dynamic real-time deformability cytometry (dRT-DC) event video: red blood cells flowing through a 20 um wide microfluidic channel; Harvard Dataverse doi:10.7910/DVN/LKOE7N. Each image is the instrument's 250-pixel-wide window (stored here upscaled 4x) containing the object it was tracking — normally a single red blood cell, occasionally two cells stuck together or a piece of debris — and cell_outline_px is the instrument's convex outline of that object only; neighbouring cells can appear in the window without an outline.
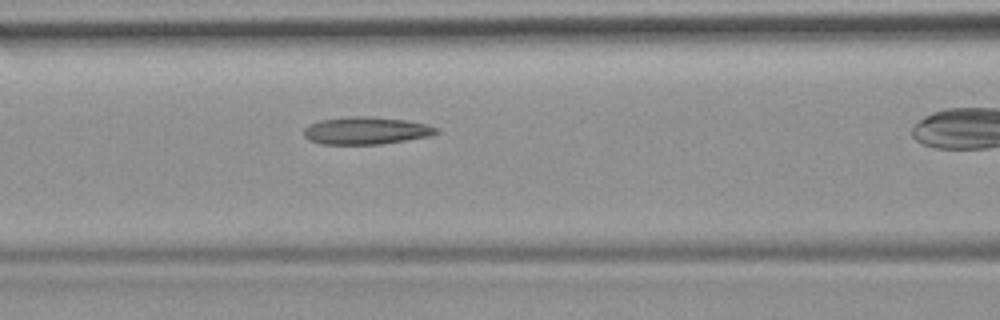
{"species": "common noctule bat (a hibernating species)", "species_latin": "Nyctalus noctula", "temperature_condition": "room temperature", "stored_images_in_passage": 29, "camera_frame_rate_fps": 3000, "um_per_image_px": 0.085, "animal": {"sex": "female", "body_mass_g": 19.9}, "frame": {"image": 1, "passage_image": 9, "time_ms": 2.667, "image_size_px": [1000, 320], "cell_outline_px": [[440, 132], [432, 136], [384, 144], [320, 144], [304, 136], [304, 128], [308, 124], [320, 120], [352, 116], [368, 116], [404, 120], [428, 124], [436, 128]], "centroid_in_image_um": [31.14, 11.11], "position_along_channel_um": 135.5, "area_um2": 21.27}}